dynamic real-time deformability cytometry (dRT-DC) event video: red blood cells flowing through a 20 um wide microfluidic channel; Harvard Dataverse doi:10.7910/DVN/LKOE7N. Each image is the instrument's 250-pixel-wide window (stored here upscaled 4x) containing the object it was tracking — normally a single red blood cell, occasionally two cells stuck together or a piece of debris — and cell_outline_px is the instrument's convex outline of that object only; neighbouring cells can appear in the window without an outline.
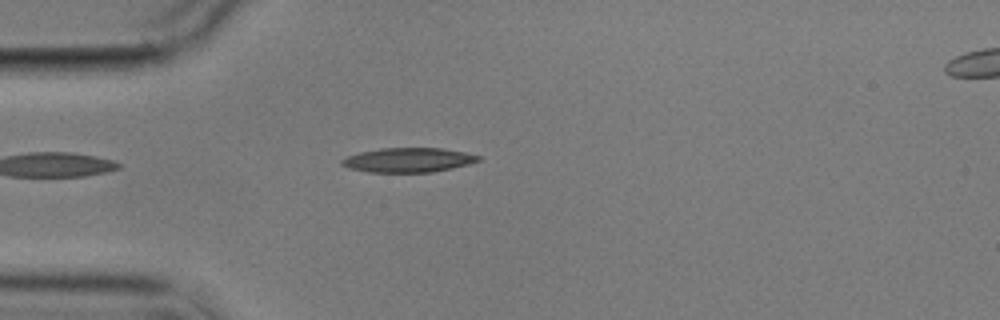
{"species": "common noctule bat (a hibernating species)", "species_latin": "Nyctalus noctula", "temperature_condition": "cold", "stored_images_in_passage": 2, "segment_of_instrument_passage": [1, 2], "camera_frame_rate_fps": 3000, "um_per_image_px": 0.085, "animal": {"sex": "male", "body_mass_g": 17.9}, "frame": {"image": 1, "passage_image": 1, "time_ms": 0.0, "image_size_px": [1000, 320], "cell_outline_px": [[480, 160], [468, 164], [452, 168], [432, 172], [368, 172], [348, 168], [340, 164], [340, 160], [348, 156], [360, 152], [380, 148], [440, 148], [464, 152], [480, 156]], "centroid_in_image_um": [34.67, 13.6], "position_along_channel_um": 50.3, "area_um2": 19.36}}